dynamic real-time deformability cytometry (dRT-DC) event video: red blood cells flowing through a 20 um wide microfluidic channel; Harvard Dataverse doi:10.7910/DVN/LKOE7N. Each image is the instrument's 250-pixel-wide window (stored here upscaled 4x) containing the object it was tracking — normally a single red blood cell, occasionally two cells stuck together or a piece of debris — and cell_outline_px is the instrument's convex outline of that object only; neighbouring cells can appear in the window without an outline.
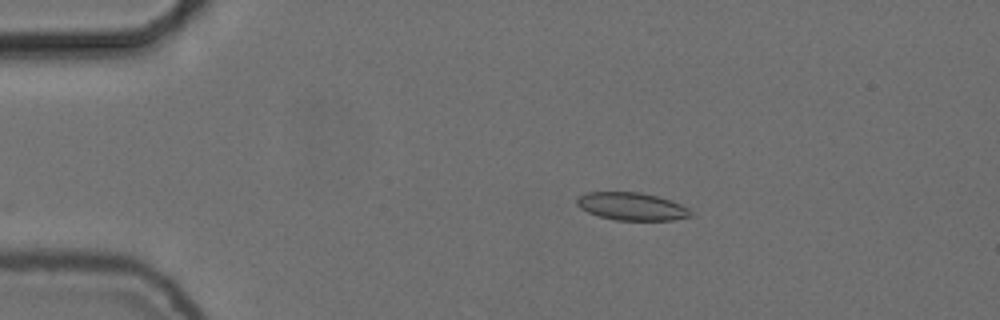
{"species": "common noctule bat (a hibernating species)", "species_latin": "Nyctalus noctula", "temperature_condition": "cold", "stored_images_in_passage": 44, "camera_frame_rate_fps": 3000, "um_per_image_px": 0.085, "animal": {"sex": "female", "body_mass_g": 24.6, "forearm_length_mm": 56.2}, "frame": {"image": 1, "passage_image": 2, "time_ms": 0.333, "image_size_px": [1000, 320], "cell_outline_px": [[692, 216], [672, 220], [616, 220], [600, 216], [588, 212], [580, 208], [576, 204], [576, 200], [580, 196], [588, 192], [640, 192], [672, 200], [688, 208], [692, 212]], "centroid_in_image_um": [53.71, 17.54], "position_along_channel_um": 31.3, "area_um2": 18.32}}
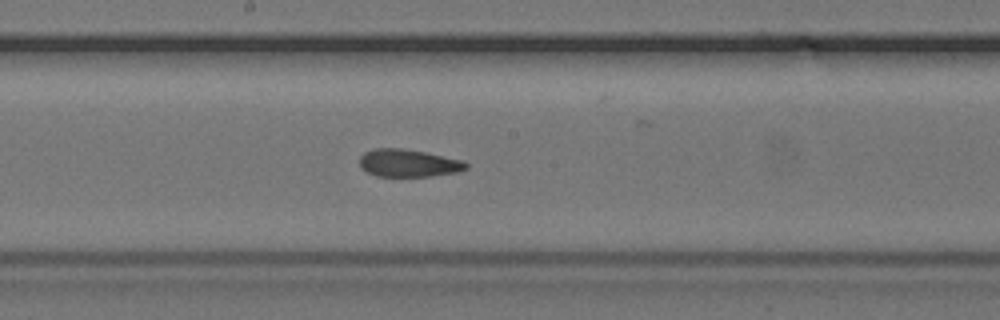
{"frame": {"image": 2, "passage_image": 21, "time_ms": 6.667, "image_size_px": [1000, 320], "cell_outline_px": [[468, 168], [456, 172], [428, 176], [376, 176], [360, 168], [360, 156], [364, 152], [376, 148], [400, 148], [424, 152], [464, 160], [468, 164]], "centroid_in_image_um": [34.7, 13.86], "position_along_channel_um": 213.5, "area_um2": 17.05}}
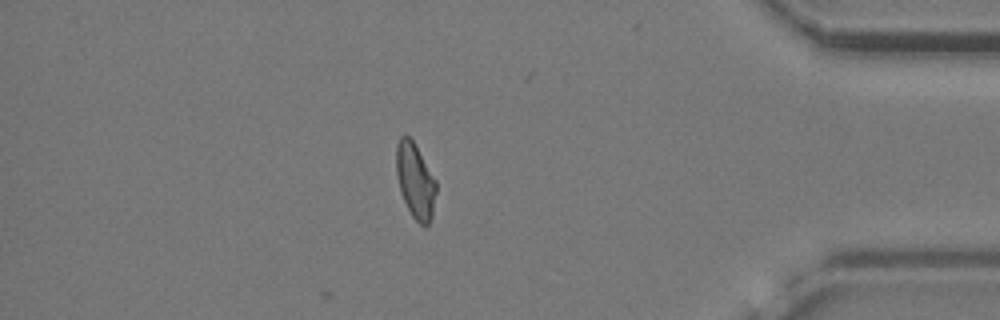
{"frame": {"image": 3, "passage_image": 39, "time_ms": 12.667, "image_size_px": [1000, 320], "cell_outline_px": [[436, 192], [432, 216], [428, 224], [424, 228], [412, 216], [400, 192], [396, 172], [396, 144], [400, 136], [408, 136], [412, 140], [436, 180]], "centroid_in_image_um": [35.29, 15.38], "position_along_channel_um": 399.9, "area_um2": 17.34}, "authors_computed_cell_mechanics": {"area_um2": 17.5134, "velocity_mm_per_s": 3.7365, "shape_relaxation_time_tau1_ms": null, "shape_relaxation_time_tau2_ms": 2.2246, "deformation_change_tau1": null, "deformation_change_tau2": 0.0868}}